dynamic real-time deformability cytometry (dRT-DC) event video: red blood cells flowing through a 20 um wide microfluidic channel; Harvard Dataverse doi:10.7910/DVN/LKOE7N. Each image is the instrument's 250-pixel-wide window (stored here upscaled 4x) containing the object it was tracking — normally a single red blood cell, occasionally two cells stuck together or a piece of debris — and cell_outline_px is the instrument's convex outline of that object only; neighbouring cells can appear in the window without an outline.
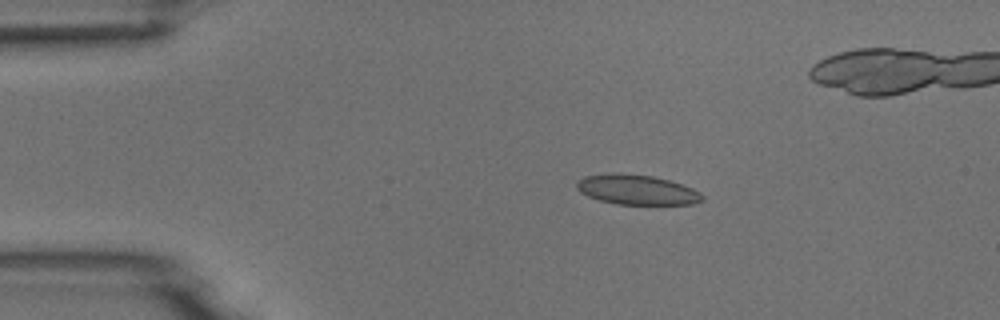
{"species": "common noctule bat (a hibernating species)", "species_latin": "Nyctalus noctula", "temperature_condition": "room temperature", "stored_images_in_passage": 9, "camera_frame_rate_fps": 3000, "um_per_image_px": 0.085, "animal": {"sex": "male", "body_mass_g": 18.8}, "frame": {"image": 1, "passage_image": 2, "time_ms": 1.333, "image_size_px": [1000, 320], "cell_outline_px": [[704, 200], [692, 204], [616, 204], [600, 200], [588, 196], [580, 192], [576, 188], [576, 184], [584, 176], [652, 176], [684, 184], [700, 192], [704, 196]], "centroid_in_image_um": [54.23, 16.18], "position_along_channel_um": 30.8, "area_um2": 20.92}}
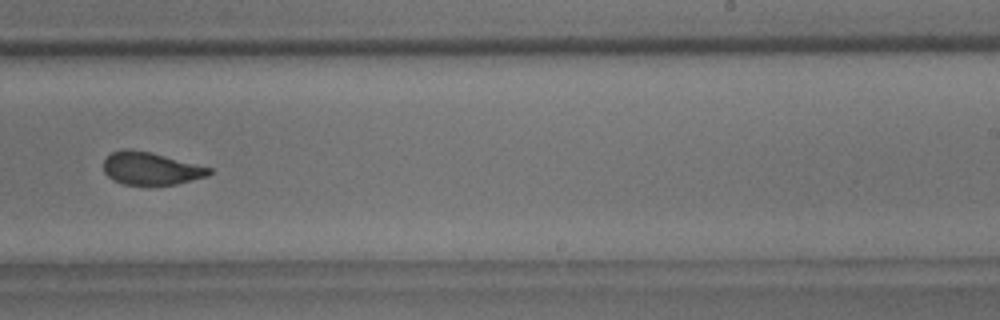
{"frame": {"image": 2, "passage_image": 9, "time_ms": 9.0, "image_size_px": [1000, 320], "cell_outline_px": [[212, 172], [208, 176], [176, 184], [124, 184], [112, 180], [104, 172], [104, 160], [112, 152], [124, 148], [128, 148], [152, 152], [212, 168]], "centroid_in_image_um": [12.82, 14.3], "position_along_channel_um": 276.2, "area_um2": 20.06}}